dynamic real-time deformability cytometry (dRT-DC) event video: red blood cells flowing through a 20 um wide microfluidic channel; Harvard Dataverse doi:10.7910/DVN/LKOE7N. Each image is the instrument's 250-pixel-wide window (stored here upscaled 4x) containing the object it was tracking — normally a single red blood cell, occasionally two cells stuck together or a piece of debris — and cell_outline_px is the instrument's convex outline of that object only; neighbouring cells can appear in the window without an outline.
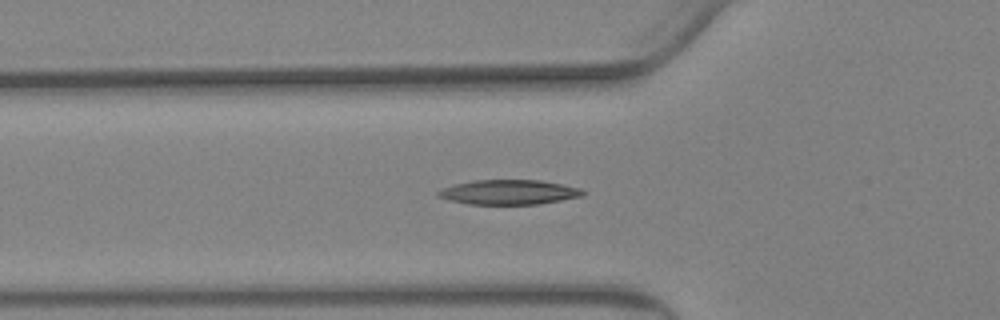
{"species": "Egyptian fruit bat (a non-hibernating species)", "species_latin": "Rousettus aegyptiacus", "temperature_condition": "warm", "stored_images_in_passage": 56, "camera_frame_rate_fps": 3000, "um_per_image_px": 0.085, "animal": {"sex": "female"}, "frame": {"image": 1, "passage_image": 19, "time_ms": 6.0, "image_size_px": [1000, 320], "cell_outline_px": [[588, 192], [584, 196], [540, 204], [468, 204], [448, 200], [436, 196], [436, 192], [444, 188], [456, 184], [472, 180], [540, 180], [580, 188]], "centroid_in_image_um": [43.28, 16.34], "position_along_channel_um": 82.5, "area_um2": 20.92}}
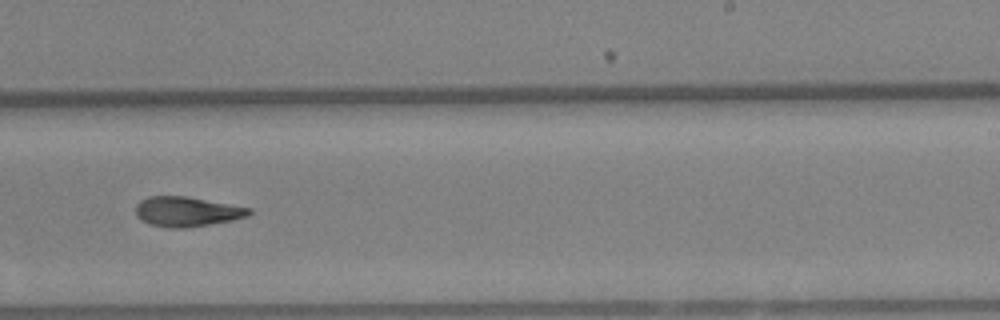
{"frame": {"image": 2, "passage_image": 35, "time_ms": 11.333, "image_size_px": [1000, 320], "cell_outline_px": [[252, 212], [248, 216], [232, 220], [212, 224], [184, 228], [168, 228], [148, 224], [140, 220], [136, 216], [136, 204], [140, 200], [148, 196], [184, 196], [252, 208]], "centroid_in_image_um": [15.85, 17.99], "position_along_channel_um": 273.1, "area_um2": 19.83}}
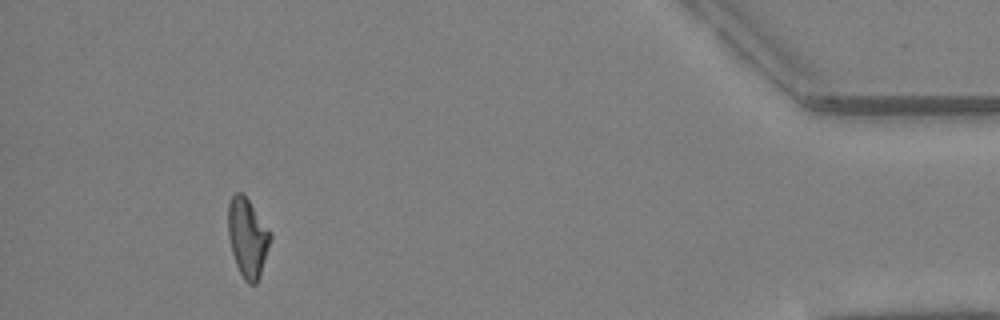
{"frame": {"image": 3, "passage_image": 52, "time_ms": 17.0, "image_size_px": [1000, 320], "cell_outline_px": [[272, 236], [260, 276], [256, 284], [248, 284], [244, 280], [236, 264], [232, 252], [228, 236], [228, 204], [232, 196], [236, 192], [244, 192], [272, 232]], "centroid_in_image_um": [21.05, 20.16], "position_along_channel_um": 414.1, "area_um2": 19.71}, "authors_computed_cell_mechanics": {"area_um2": 19.941, "velocity_mm_per_s": 3.5835, "shape_relaxation_time_tau1_ms": 10.422, "shape_relaxation_time_tau2_ms": 4.757, "deformation_change_tau1": 0.2529, "deformation_change_tau2": 0.1388}}